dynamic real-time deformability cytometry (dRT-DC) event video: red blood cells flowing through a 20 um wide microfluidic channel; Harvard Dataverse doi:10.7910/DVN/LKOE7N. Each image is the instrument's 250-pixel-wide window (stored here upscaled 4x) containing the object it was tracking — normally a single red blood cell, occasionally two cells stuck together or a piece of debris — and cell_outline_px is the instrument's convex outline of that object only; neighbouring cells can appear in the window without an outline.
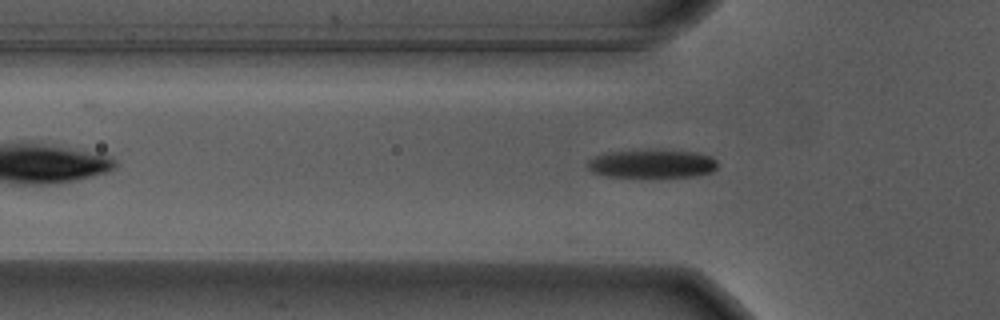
{"species": "Egyptian fruit bat (a non-hibernating species)", "species_latin": "Rousettus aegyptiacus", "temperature_condition": "warm", "stored_images_in_passage": 46, "camera_frame_rate_fps": 3000, "um_per_image_px": 0.085, "animal": {"sex": "male"}, "frame": {"image": 1, "passage_image": 10, "time_ms": 3.0, "image_size_px": [1000, 320], "cell_outline_px": [[716, 168], [712, 172], [696, 176], [608, 176], [592, 172], [588, 168], [588, 160], [592, 156], [608, 152], [696, 152], [712, 156], [716, 160]], "centroid_in_image_um": [55.42, 13.94], "position_along_channel_um": 70.4, "area_um2": 20.58}}
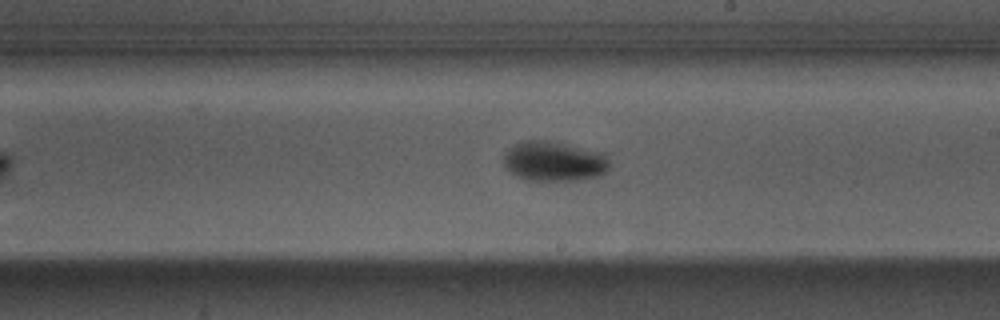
{"frame": {"image": 2, "passage_image": 24, "time_ms": 7.667, "image_size_px": [1000, 320], "cell_outline_px": [[608, 168], [600, 176], [580, 180], [528, 180], [512, 172], [504, 164], [504, 152], [512, 144], [524, 140], [560, 140], [604, 152], [608, 160]], "centroid_in_image_um": [47.13, 13.65], "position_along_channel_um": 241.9, "area_um2": 25.14}}
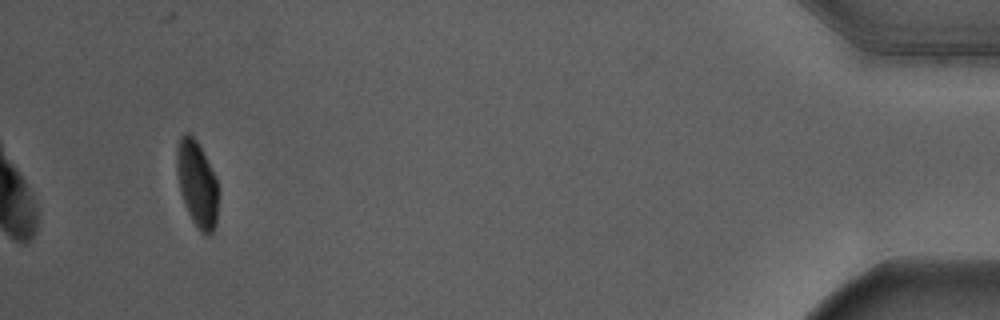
{"frame": {"image": 3, "passage_image": 45, "time_ms": 14.667, "image_size_px": [1000, 320], "cell_outline_px": [[220, 192], [216, 224], [212, 232], [208, 236], [200, 232], [192, 220], [188, 212], [180, 192], [176, 168], [176, 152], [180, 136], [184, 132], [188, 132], [196, 140], [216, 180]], "centroid_in_image_um": [16.75, 15.67], "position_along_channel_um": 418.4, "area_um2": 20.87}}